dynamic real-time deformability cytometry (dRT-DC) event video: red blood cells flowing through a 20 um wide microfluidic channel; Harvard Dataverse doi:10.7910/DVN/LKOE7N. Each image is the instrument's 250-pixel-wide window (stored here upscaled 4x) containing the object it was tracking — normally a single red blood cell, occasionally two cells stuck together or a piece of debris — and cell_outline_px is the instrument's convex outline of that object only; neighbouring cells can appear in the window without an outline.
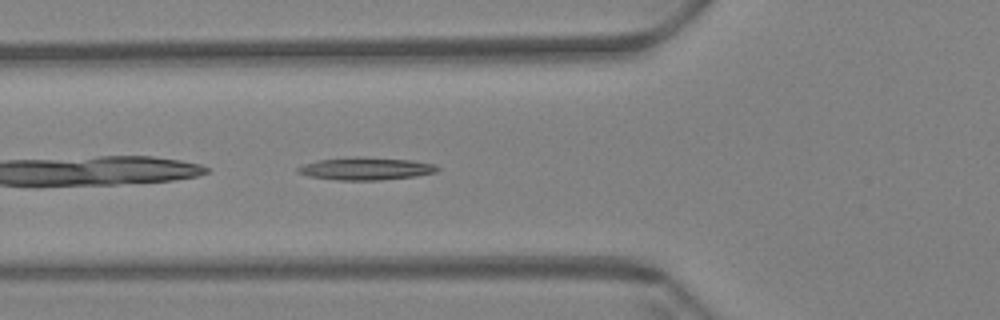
{"species": "Egyptian fruit bat (a non-hibernating species)", "species_latin": "Rousettus aegyptiacus", "temperature_condition": "warm", "stored_images_in_passage": 35, "camera_frame_rate_fps": 3000, "um_per_image_px": 0.085, "animal": {"sex": "female"}, "frame": {"image": 1, "passage_image": 4, "time_ms": 1.0, "image_size_px": [1000, 320], "cell_outline_px": [[440, 168], [436, 172], [416, 176], [380, 180], [336, 180], [308, 176], [296, 172], [296, 168], [304, 164], [320, 160], [352, 156], [356, 156], [412, 160], [436, 164]], "centroid_in_image_um": [31.1, 14.33], "position_along_channel_um": 94.7, "area_um2": 18.5}}
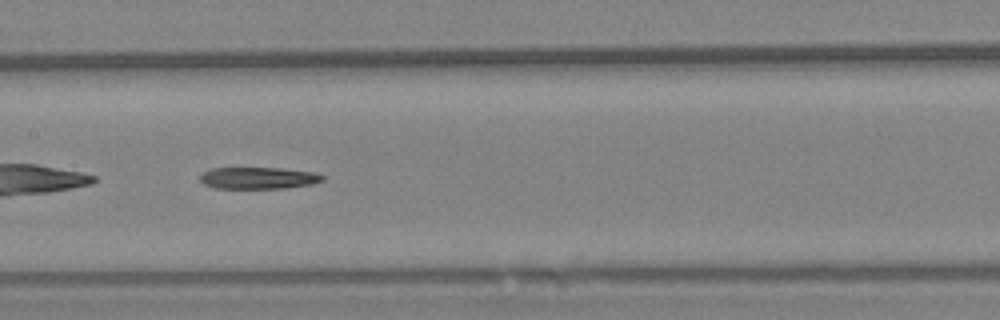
{"frame": {"image": 2, "passage_image": 12, "time_ms": 3.667, "image_size_px": [1000, 320], "cell_outline_px": [[324, 180], [312, 184], [284, 188], [216, 188], [204, 184], [200, 180], [200, 172], [212, 168], [280, 168], [312, 172], [324, 176]], "centroid_in_image_um": [21.92, 15.13], "position_along_channel_um": 185.5, "area_um2": 15.49}}
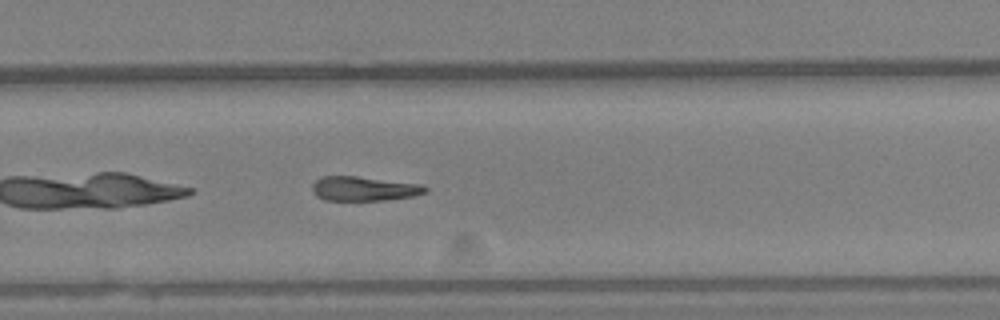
{"frame": {"image": 3, "passage_image": 22, "time_ms": 7.0, "image_size_px": [1000, 320], "cell_outline_px": [[428, 192], [412, 196], [384, 200], [324, 200], [316, 196], [312, 188], [312, 184], [320, 176], [356, 176], [420, 184], [428, 188]], "centroid_in_image_um": [30.91, 16.03], "position_along_channel_um": 298.9, "area_um2": 16.01}, "authors_computed_cell_mechanics": {"area_um2": 16.5886, "velocity_mm_per_s": 3.4147, "shape_relaxation_time_tau1_ms": 10.6361, "shape_relaxation_time_tau2_ms": null, "deformation_change_tau1": 0.2527, "deformation_change_tau2": null}}